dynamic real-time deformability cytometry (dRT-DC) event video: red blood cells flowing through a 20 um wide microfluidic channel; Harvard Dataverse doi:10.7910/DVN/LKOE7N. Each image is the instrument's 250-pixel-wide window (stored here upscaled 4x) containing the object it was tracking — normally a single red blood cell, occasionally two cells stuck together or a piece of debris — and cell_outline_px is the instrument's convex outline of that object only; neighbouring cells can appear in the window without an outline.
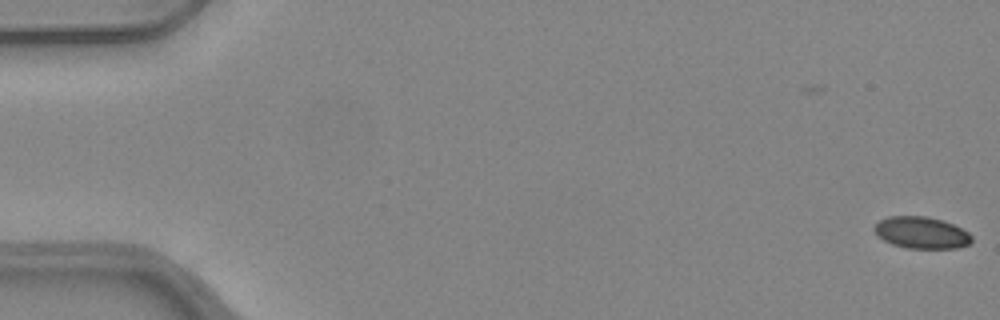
{"species": "common noctule bat (a hibernating species)", "species_latin": "Nyctalus noctula", "temperature_condition": "warm", "stored_images_in_passage": 52, "camera_frame_rate_fps": 3000, "um_per_image_px": 0.085, "animal": {"sex": "female", "body_mass_g": 24.6, "forearm_length_mm": 56.2}, "frame": {"image": 1, "passage_image": 1, "time_ms": 0.0, "image_size_px": [1000, 320], "cell_outline_px": [[972, 240], [968, 244], [956, 248], [908, 248], [892, 244], [876, 236], [872, 228], [880, 220], [888, 216], [924, 216], [944, 220], [968, 232], [972, 236]], "centroid_in_image_um": [78.29, 19.77], "position_along_channel_um": 6.7, "area_um2": 18.03}}
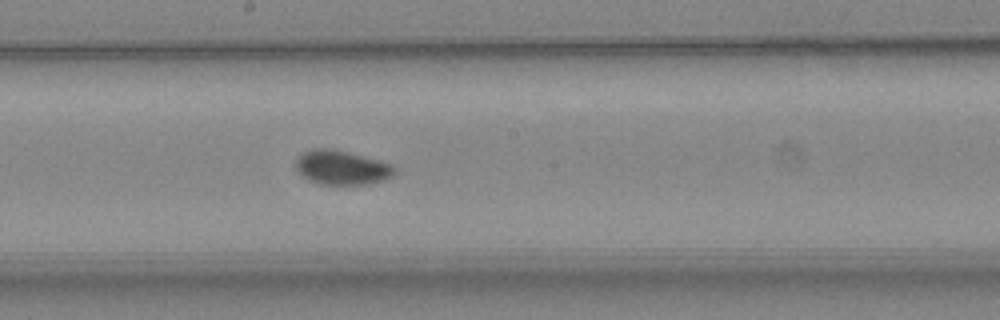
{"frame": {"image": 2, "passage_image": 29, "time_ms": 9.333, "image_size_px": [1000, 320], "cell_outline_px": [[396, 172], [388, 180], [368, 184], [320, 184], [308, 180], [296, 168], [296, 160], [304, 152], [316, 148], [328, 148], [348, 152], [380, 160], [392, 164], [396, 168]], "centroid_in_image_um": [29.11, 14.25], "position_along_channel_um": 219.1, "area_um2": 19.71}}
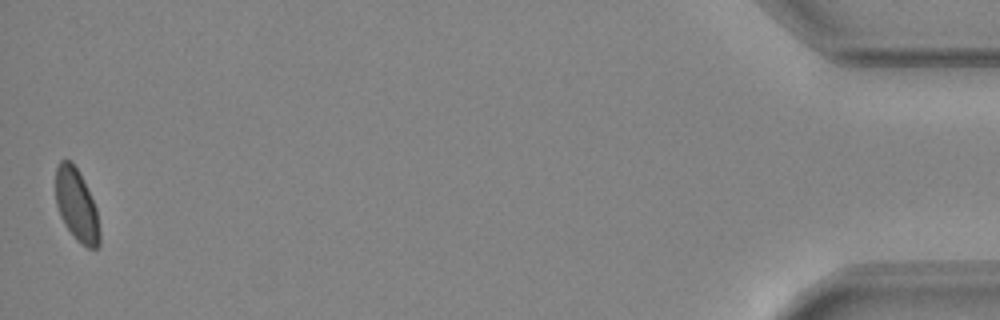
{"frame": {"image": 3, "passage_image": 52, "time_ms": 17.0, "image_size_px": [1000, 320], "cell_outline_px": [[100, 244], [96, 248], [88, 248], [76, 240], [64, 224], [60, 216], [56, 204], [56, 168], [60, 160], [68, 160], [80, 172], [96, 208], [100, 232]], "centroid_in_image_um": [6.51, 17.46], "position_along_channel_um": 428.7, "area_um2": 18.44}, "authors_computed_cell_mechanics": {"area_um2": 19.074, "velocity_mm_per_s": 3.9835, "shape_relaxation_time_tau1_ms": 4.5232, "shape_relaxation_time_tau2_ms": 1.4204, "deformation_change_tau1": 0.0962, "deformation_change_tau2": 0.0422}}